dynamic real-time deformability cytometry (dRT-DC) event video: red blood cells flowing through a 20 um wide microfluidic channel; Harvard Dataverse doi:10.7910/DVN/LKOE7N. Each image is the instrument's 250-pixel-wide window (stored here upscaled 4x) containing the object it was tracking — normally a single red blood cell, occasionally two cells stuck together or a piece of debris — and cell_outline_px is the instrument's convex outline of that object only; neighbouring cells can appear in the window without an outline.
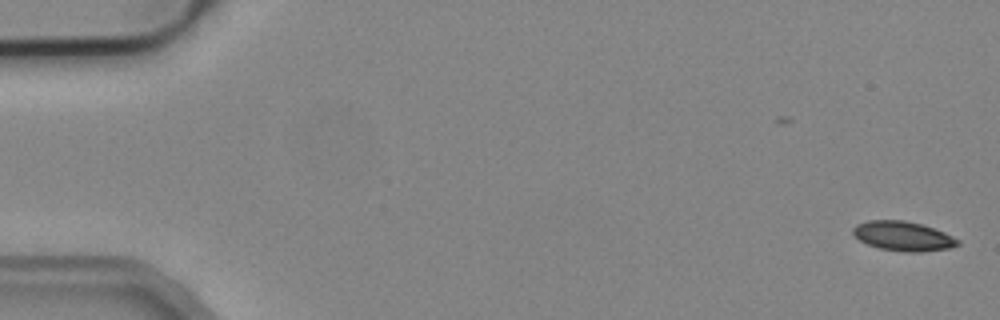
{"species": "common noctule bat (a hibernating species)", "species_latin": "Nyctalus noctula", "temperature_condition": "cold", "stored_images_in_passage": 54, "camera_frame_rate_fps": 3000, "um_per_image_px": 0.085, "animal": {"sex": "male", "body_mass_g": 19.2, "forearm_length_mm": 51.8}, "frame": {"image": 1, "passage_image": 1, "time_ms": 0.0, "image_size_px": [1000, 320], "cell_outline_px": [[960, 244], [948, 248], [920, 252], [904, 252], [880, 248], [868, 244], [860, 240], [852, 232], [852, 228], [856, 224], [868, 220], [904, 220], [920, 224], [944, 232], [960, 240]], "centroid_in_image_um": [76.75, 20.06], "position_along_channel_um": 8.2, "area_um2": 17.86}}
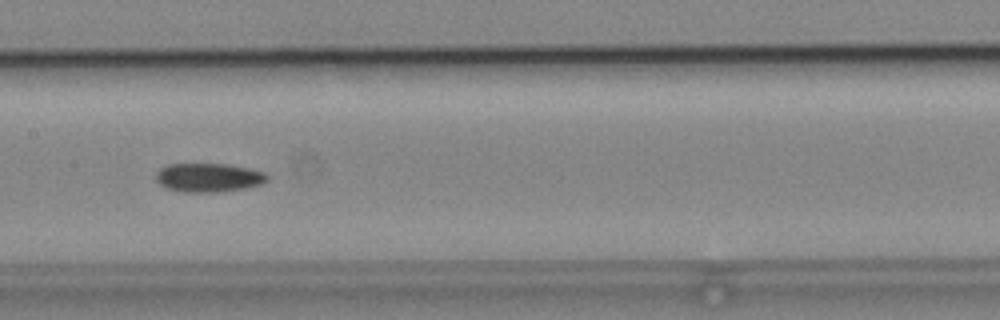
{"frame": {"image": 2, "passage_image": 27, "time_ms": 8.667, "image_size_px": [1000, 320], "cell_outline_px": [[268, 180], [260, 184], [244, 188], [220, 192], [184, 192], [168, 188], [160, 184], [156, 180], [156, 172], [160, 168], [168, 164], [228, 164], [248, 168], [264, 172], [268, 176]], "centroid_in_image_um": [17.72, 15.09], "position_along_channel_um": 189.7, "area_um2": 18.61}}
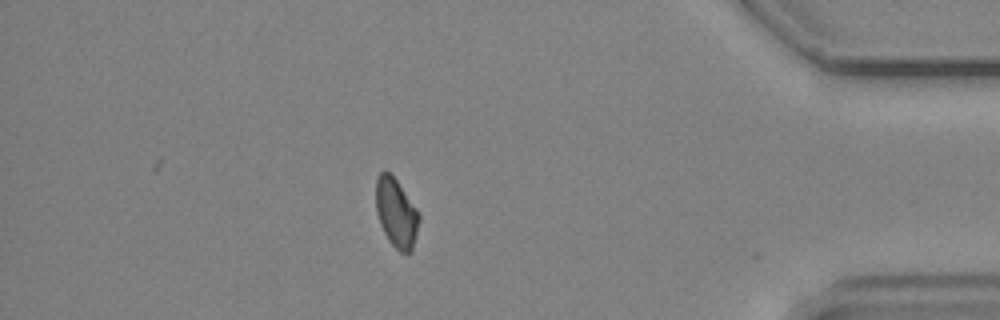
{"frame": {"image": 3, "passage_image": 47, "time_ms": 15.333, "image_size_px": [1000, 320], "cell_outline_px": [[420, 220], [412, 252], [400, 252], [388, 240], [380, 224], [376, 212], [376, 180], [380, 172], [388, 172], [396, 180], [416, 208], [420, 216]], "centroid_in_image_um": [33.68, 18.12], "position_along_channel_um": 401.5, "area_um2": 17.17}}